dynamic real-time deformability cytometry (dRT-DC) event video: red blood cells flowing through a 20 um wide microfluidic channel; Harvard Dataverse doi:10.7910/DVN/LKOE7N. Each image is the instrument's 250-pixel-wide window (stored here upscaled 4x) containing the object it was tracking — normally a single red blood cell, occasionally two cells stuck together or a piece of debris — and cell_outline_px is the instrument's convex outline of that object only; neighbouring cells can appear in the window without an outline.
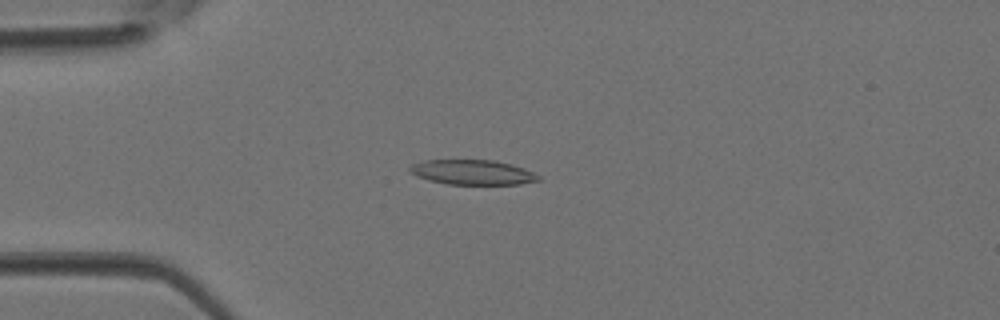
{"species": "Egyptian fruit bat (a non-hibernating species)", "species_latin": "Rousettus aegyptiacus", "temperature_condition": "room temperature", "stored_images_in_passage": 4, "camera_frame_rate_fps": 3000, "um_per_image_px": 0.085, "animal": {"sex": "female"}, "frame": {"image": 1, "passage_image": 3, "time_ms": 0.667, "image_size_px": [1000, 320], "cell_outline_px": [[540, 180], [520, 184], [448, 184], [428, 180], [416, 176], [408, 172], [408, 168], [412, 164], [424, 160], [492, 160], [512, 164], [524, 168], [540, 176]], "centroid_in_image_um": [40.13, 14.64], "position_along_channel_um": 44.9, "area_um2": 18.67}}
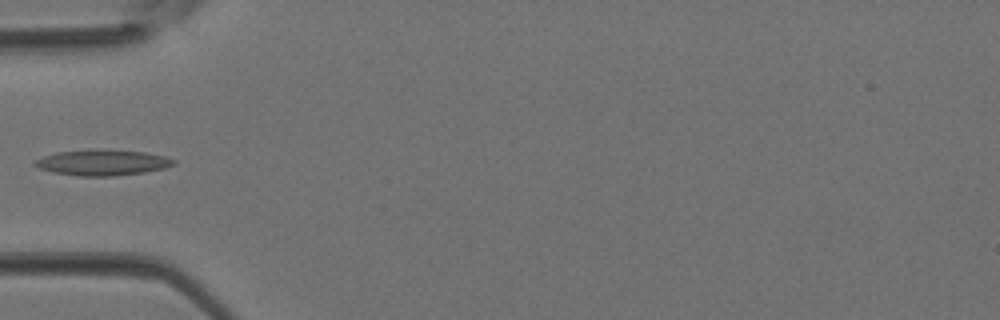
{"frame": {"image": 2, "passage_image": 4, "time_ms": 1.0, "image_size_px": [1000, 320], "cell_outline_px": [[176, 164], [164, 168], [144, 172], [116, 176], [80, 176], [52, 172], [40, 168], [32, 164], [36, 160], [44, 156], [56, 152], [100, 148], [144, 152], [164, 156], [176, 160]], "centroid_in_image_um": [8.72, 13.81], "position_along_channel_um": 76.3, "area_um2": 20.98}}